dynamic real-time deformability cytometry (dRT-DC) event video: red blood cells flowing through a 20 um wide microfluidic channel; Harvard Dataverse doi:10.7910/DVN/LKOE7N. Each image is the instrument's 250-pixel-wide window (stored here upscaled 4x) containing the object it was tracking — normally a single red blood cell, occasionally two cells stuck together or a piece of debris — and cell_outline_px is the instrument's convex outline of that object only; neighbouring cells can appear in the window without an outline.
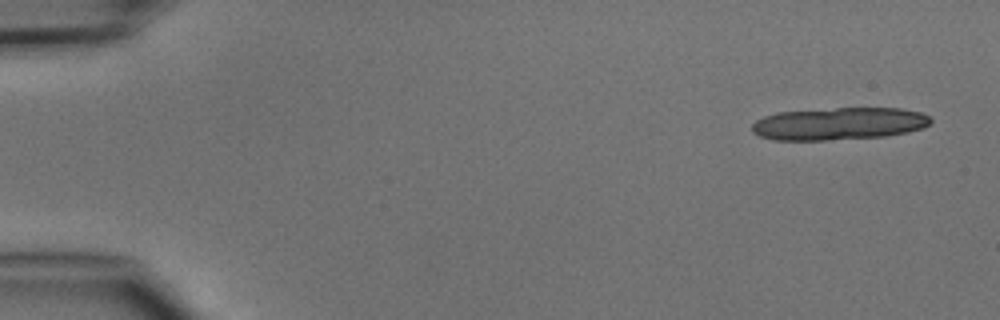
{"species": "common noctule bat (a hibernating species)", "species_latin": "Nyctalus noctula", "temperature_condition": "cold", "stored_images_in_passage": 6, "camera_frame_rate_fps": 3000, "um_per_image_px": 0.085, "animal": {"sex": "male", "body_mass_g": 15.6}, "frame": {"image": 1, "passage_image": 1, "time_ms": 0.0, "image_size_px": [1000, 320], "cell_outline_px": [[932, 120], [924, 128], [908, 132], [884, 136], [828, 140], [772, 140], [760, 136], [752, 132], [752, 124], [756, 120], [764, 116], [776, 112], [836, 108], [900, 108], [920, 112], [928, 116]], "centroid_in_image_um": [71.29, 10.51], "position_along_channel_um": 13.7, "area_um2": 33.87}}
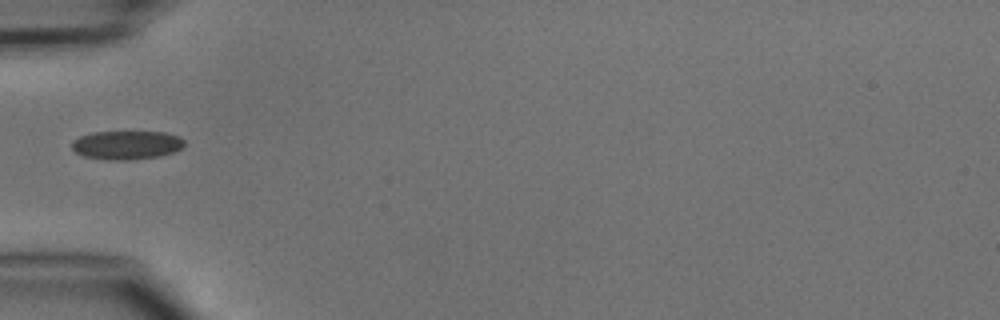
{"frame": {"image": 2, "passage_image": 5, "time_ms": 4.667, "image_size_px": [1000, 320], "cell_outline_px": [[184, 144], [176, 152], [160, 156], [128, 160], [104, 160], [84, 156], [76, 152], [72, 148], [72, 140], [80, 136], [92, 132], [164, 132], [180, 136], [184, 140]], "centroid_in_image_um": [10.76, 12.33], "position_along_channel_um": 74.2, "area_um2": 18.96}}